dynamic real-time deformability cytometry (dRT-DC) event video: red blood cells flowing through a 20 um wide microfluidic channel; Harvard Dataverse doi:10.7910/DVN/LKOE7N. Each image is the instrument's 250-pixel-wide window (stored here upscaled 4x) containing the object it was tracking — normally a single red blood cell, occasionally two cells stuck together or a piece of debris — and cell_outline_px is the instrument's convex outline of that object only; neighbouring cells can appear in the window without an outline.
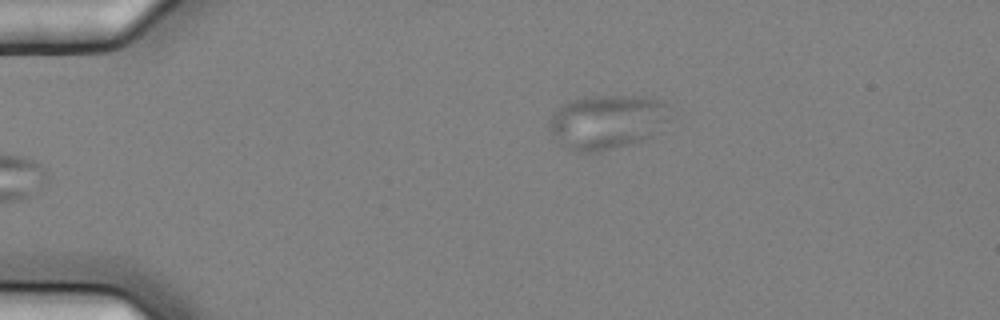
{"species": "common noctule bat (a hibernating species)", "species_latin": "Nyctalus noctula", "temperature_condition": "cold", "stored_images_in_passage": 6, "segment_of_instrument_passage": [2, 2], "camera_frame_rate_fps": 3000, "um_per_image_px": 0.085, "animal": {"sex": "female", "body_mass_g": 25.1}, "frame": {"image": 1, "passage_image": 6, "time_ms": 1.667, "image_size_px": [1000, 320], "cell_outline_px": [[668, 104], [664, 120], [640, 140], [600, 152], [576, 152], [564, 144], [548, 128], [548, 120], [552, 112], [564, 104], [572, 100], [584, 96], [644, 96], [660, 100]], "centroid_in_image_um": [51.48, 10.32], "position_along_channel_um": 33.5, "area_um2": 36.93}}